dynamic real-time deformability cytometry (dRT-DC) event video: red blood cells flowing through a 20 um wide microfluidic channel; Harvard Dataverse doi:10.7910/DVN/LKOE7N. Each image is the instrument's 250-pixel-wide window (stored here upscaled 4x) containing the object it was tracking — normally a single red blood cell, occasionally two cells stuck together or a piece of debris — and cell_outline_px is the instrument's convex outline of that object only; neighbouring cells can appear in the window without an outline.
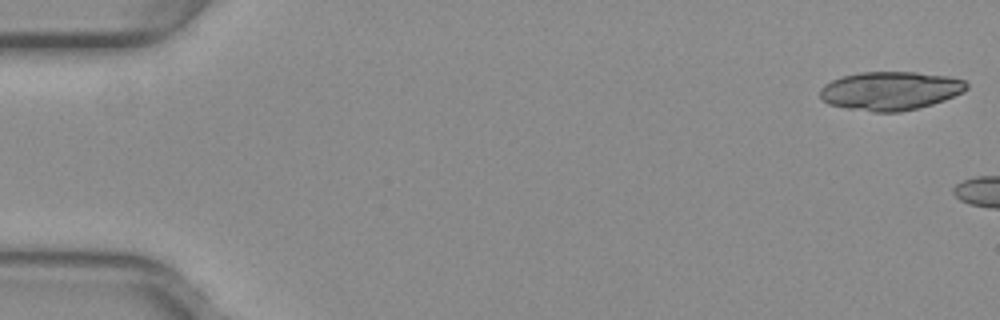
{"species": "common noctule bat (a hibernating species)", "species_latin": "Nyctalus noctula", "temperature_condition": "warm", "stored_images_in_passage": 5, "camera_frame_rate_fps": 3000, "um_per_image_px": 0.085, "animal": {"sex": "female", "body_mass_g": 29.2, "forearm_length_mm": 56.3}, "frame": {"image": 1, "passage_image": 1, "time_ms": 0.0, "image_size_px": [1000, 320], "cell_outline_px": [[968, 88], [964, 92], [944, 100], [932, 104], [900, 112], [872, 112], [844, 108], [828, 104], [820, 100], [820, 88], [824, 84], [840, 76], [860, 72], [916, 72], [948, 76], [964, 80], [968, 84]], "centroid_in_image_um": [75.64, 7.72], "position_along_channel_um": 9.4, "area_um2": 33.29}}